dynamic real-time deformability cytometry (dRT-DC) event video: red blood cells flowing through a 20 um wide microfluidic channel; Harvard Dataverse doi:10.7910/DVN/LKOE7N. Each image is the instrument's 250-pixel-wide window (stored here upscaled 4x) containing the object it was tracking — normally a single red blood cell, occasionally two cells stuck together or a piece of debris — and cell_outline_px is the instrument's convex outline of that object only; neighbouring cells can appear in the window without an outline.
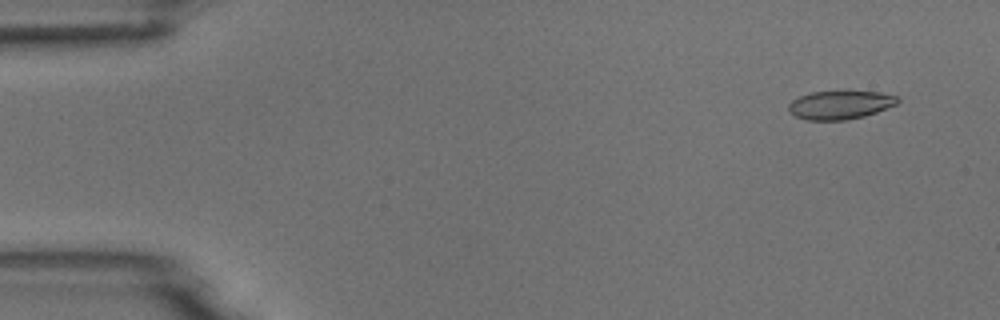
{"species": "common noctule bat (a hibernating species)", "species_latin": "Nyctalus noctula", "temperature_condition": "room temperature", "stored_images_in_passage": 5, "camera_frame_rate_fps": 3000, "um_per_image_px": 0.085, "animal": {"sex": "male", "body_mass_g": 18.8}, "frame": {"image": 1, "passage_image": 2, "time_ms": 1.0, "image_size_px": [1000, 320], "cell_outline_px": [[900, 100], [896, 104], [876, 112], [864, 116], [844, 120], [804, 120], [796, 116], [788, 108], [788, 104], [792, 100], [800, 96], [812, 92], [880, 92], [900, 96]], "centroid_in_image_um": [71.43, 8.92], "position_along_channel_um": 13.6, "area_um2": 17.92}}
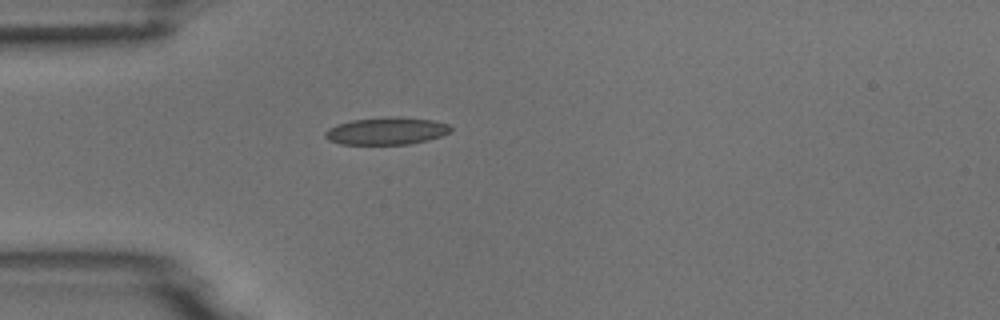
{"frame": {"image": 2, "passage_image": 5, "time_ms": 4.667, "image_size_px": [1000, 320], "cell_outline_px": [[452, 132], [428, 140], [408, 144], [340, 144], [328, 140], [324, 136], [324, 132], [328, 128], [336, 124], [352, 120], [384, 116], [400, 116], [432, 120], [448, 124], [452, 128]], "centroid_in_image_um": [32.84, 11.12], "position_along_channel_um": 52.2, "area_um2": 20.29}}